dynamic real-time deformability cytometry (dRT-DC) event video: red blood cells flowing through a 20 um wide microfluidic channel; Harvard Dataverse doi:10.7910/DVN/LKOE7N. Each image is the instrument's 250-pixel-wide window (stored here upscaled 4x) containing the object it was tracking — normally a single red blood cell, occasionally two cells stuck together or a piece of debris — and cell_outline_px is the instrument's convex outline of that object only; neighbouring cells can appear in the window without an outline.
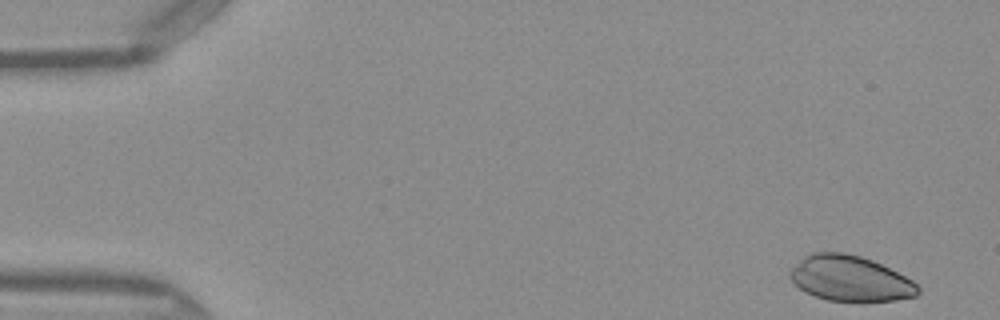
{"species": "Egyptian fruit bat (a non-hibernating species)", "species_latin": "Rousettus aegyptiacus", "temperature_condition": "warm", "stored_images_in_passage": 42, "camera_frame_rate_fps": 3000, "um_per_image_px": 0.085, "frame": {"image": 1, "passage_image": 1, "time_ms": 0.0, "image_size_px": [1000, 320], "cell_outline_px": [[920, 292], [916, 296], [896, 300], [828, 300], [804, 292], [788, 276], [788, 272], [804, 256], [812, 252], [844, 252], [860, 256], [872, 260], [912, 280], [920, 288]], "centroid_in_image_um": [72.24, 23.66], "position_along_channel_um": 12.8, "area_um2": 33.47}}
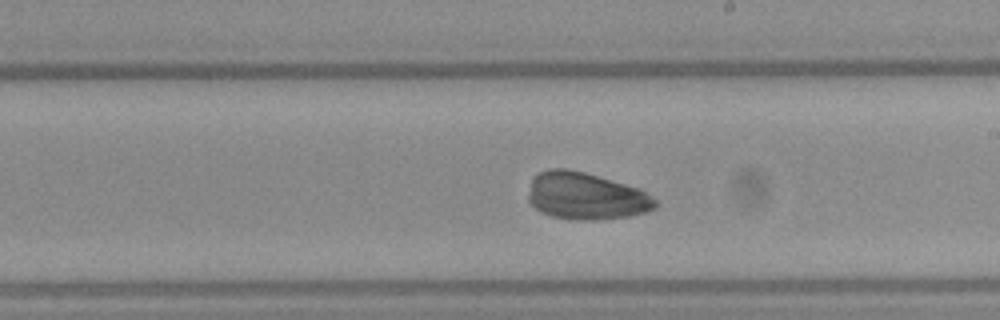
{"frame": {"image": 2, "passage_image": 27, "time_ms": 8.667, "image_size_px": [1000, 320], "cell_outline_px": [[660, 204], [656, 208], [644, 212], [628, 216], [600, 220], [580, 220], [552, 216], [540, 212], [528, 200], [528, 196], [532, 180], [540, 172], [548, 168], [564, 168], [584, 172], [640, 188], [656, 200]], "centroid_in_image_um": [49.83, 16.67], "position_along_channel_um": 239.2, "area_um2": 34.8}}
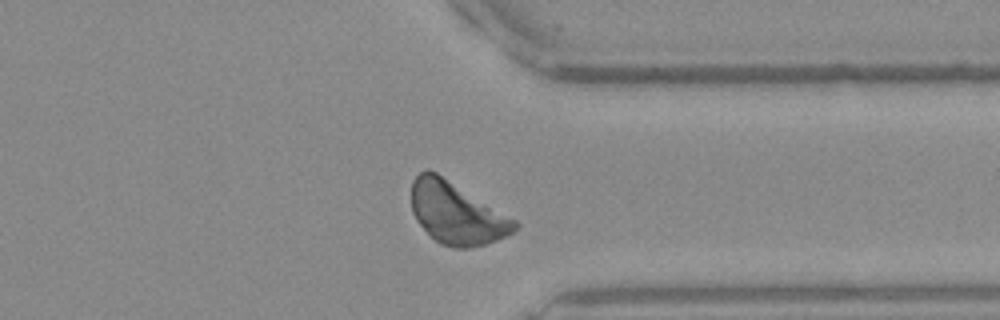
{"frame": {"image": 3, "passage_image": 37, "time_ms": 12.0, "image_size_px": [1000, 320], "cell_outline_px": [[520, 228], [516, 232], [496, 240], [484, 244], [468, 248], [456, 248], [440, 244], [416, 220], [412, 212], [412, 180], [420, 172], [428, 168], [436, 172], [516, 220], [520, 224]], "centroid_in_image_um": [38.82, 18.12], "position_along_channel_um": 372.6, "area_um2": 37.05}}